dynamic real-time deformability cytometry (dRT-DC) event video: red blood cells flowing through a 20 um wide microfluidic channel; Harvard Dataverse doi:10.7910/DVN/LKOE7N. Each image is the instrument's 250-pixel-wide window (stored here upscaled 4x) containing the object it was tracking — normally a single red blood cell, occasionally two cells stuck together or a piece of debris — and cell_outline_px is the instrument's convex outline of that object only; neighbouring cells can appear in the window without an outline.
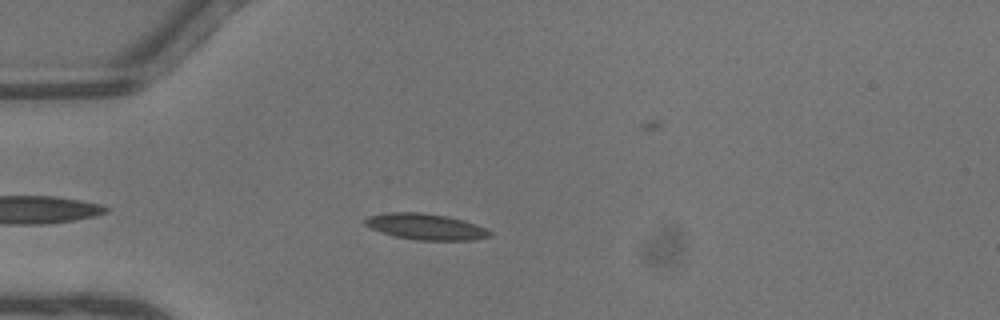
{"species": "common noctule bat (a hibernating species)", "species_latin": "Nyctalus noctula", "temperature_condition": "warm", "stored_images_in_passage": 37, "camera_frame_rate_fps": 3000, "um_per_image_px": 0.085, "animal": {"sex": "male", "body_mass_g": 13.3}, "frame": {"image": 1, "passage_image": 4, "time_ms": 1.0, "image_size_px": [1000, 320], "cell_outline_px": [[492, 236], [472, 240], [416, 240], [396, 236], [380, 232], [364, 224], [364, 220], [368, 216], [388, 212], [420, 212], [448, 216], [464, 220], [476, 224], [492, 232]], "centroid_in_image_um": [36.19, 19.26], "position_along_channel_um": 48.8, "area_um2": 18.96}}
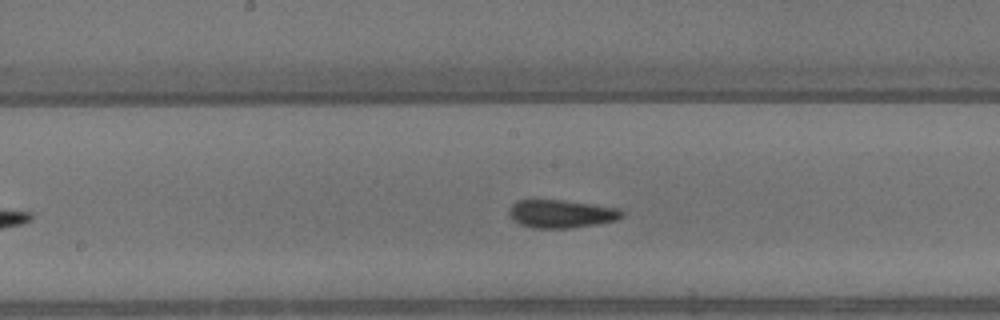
{"frame": {"image": 2, "passage_image": 15, "time_ms": 4.667, "image_size_px": [1000, 320], "cell_outline_px": [[624, 216], [616, 220], [600, 224], [572, 228], [532, 228], [520, 224], [512, 220], [508, 212], [512, 204], [516, 200], [564, 200], [620, 208], [624, 212]], "centroid_in_image_um": [47.73, 18.18], "position_along_channel_um": 200.5, "area_um2": 18.73}}
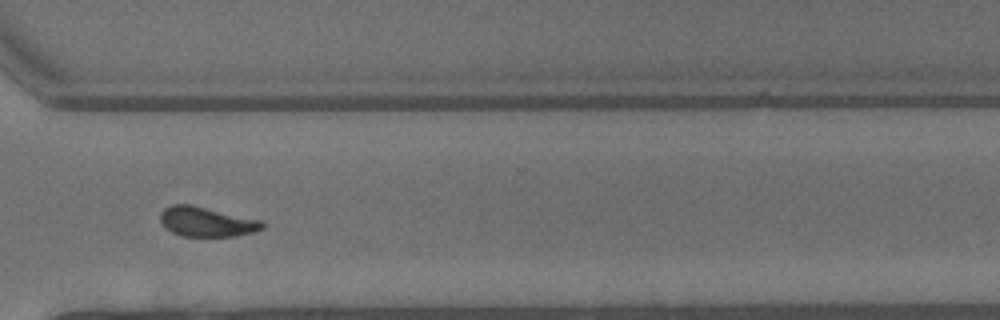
{"frame": {"image": 3, "passage_image": 25, "time_ms": 8.0, "image_size_px": [1000, 320], "cell_outline_px": [[264, 228], [252, 232], [236, 236], [180, 236], [164, 228], [160, 220], [160, 212], [164, 208], [172, 204], [188, 204], [264, 220]], "centroid_in_image_um": [17.55, 18.85], "position_along_channel_um": 353.0, "area_um2": 17.8}, "authors_computed_cell_mechanics": {"area_um2": 17.8024, "velocity_mm_per_s": 4.5893, "shape_relaxation_time_tau1_ms": 9.7304, "shape_relaxation_time_tau2_ms": 2.0123, "deformation_change_tau1": 0.2414, "deformation_change_tau2": 0.0896}}